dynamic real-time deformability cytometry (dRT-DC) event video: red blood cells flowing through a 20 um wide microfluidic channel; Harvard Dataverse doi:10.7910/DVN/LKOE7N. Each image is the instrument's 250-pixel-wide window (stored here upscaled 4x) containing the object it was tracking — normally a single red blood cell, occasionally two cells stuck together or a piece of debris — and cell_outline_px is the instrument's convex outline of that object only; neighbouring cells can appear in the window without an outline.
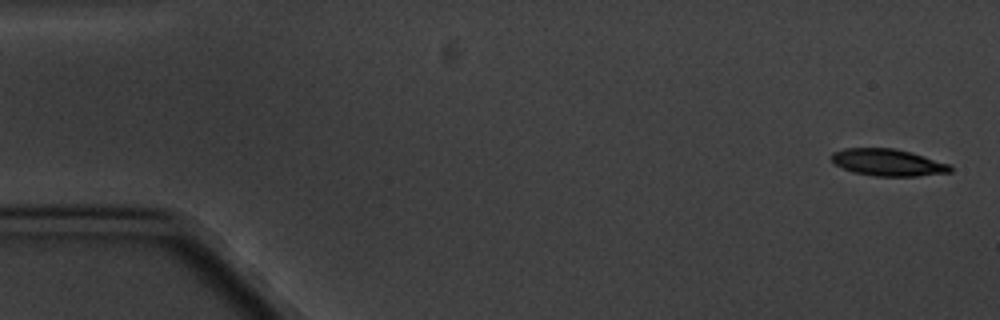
{"species": "common noctule bat (a hibernating species)", "species_latin": "Nyctalus noctula", "temperature_condition": "cold", "stored_images_in_passage": 5, "camera_frame_rate_fps": 3000, "um_per_image_px": 0.085, "animal": {"sex": "male", "body_mass_g": 20.1, "forearm_length_mm": 53.5}, "frame": {"image": 1, "passage_image": 1, "time_ms": 0.0, "image_size_px": [1000, 320], "cell_outline_px": [[952, 172], [916, 176], [876, 176], [852, 172], [836, 164], [832, 160], [832, 152], [844, 148], [892, 148], [924, 156], [952, 164]], "centroid_in_image_um": [75.5, 13.81], "position_along_channel_um": 9.5, "area_um2": 18.55}}
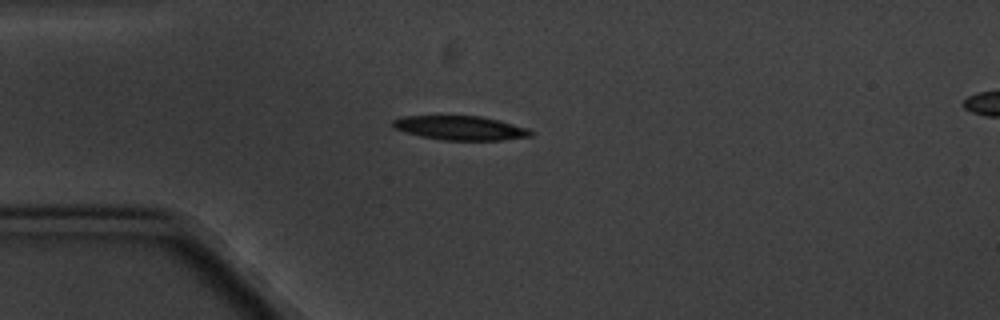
{"frame": {"image": 2, "passage_image": 4, "time_ms": 4.333, "image_size_px": [1000, 320], "cell_outline_px": [[536, 132], [532, 136], [500, 140], [444, 140], [420, 136], [396, 128], [392, 124], [392, 120], [400, 116], [480, 116], [500, 120], [528, 128]], "centroid_in_image_um": [39.19, 10.87], "position_along_channel_um": 45.8, "area_um2": 19.36}}